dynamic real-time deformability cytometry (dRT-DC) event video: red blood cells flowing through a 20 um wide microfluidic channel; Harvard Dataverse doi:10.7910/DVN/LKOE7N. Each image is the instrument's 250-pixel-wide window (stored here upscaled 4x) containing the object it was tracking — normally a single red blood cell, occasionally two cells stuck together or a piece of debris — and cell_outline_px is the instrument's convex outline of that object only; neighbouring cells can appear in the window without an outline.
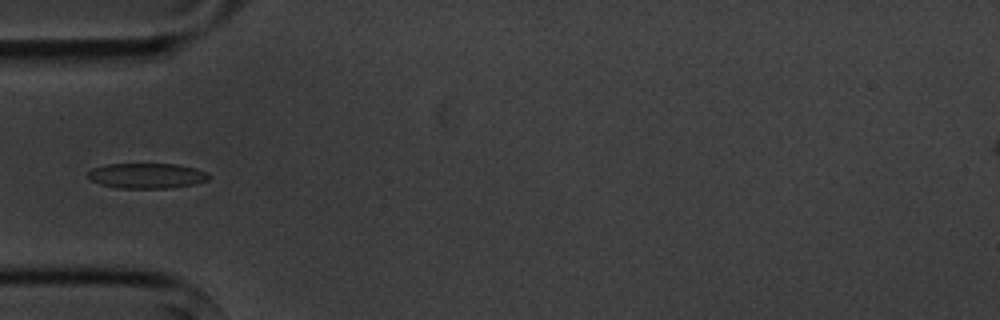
{"species": "common noctule bat (a hibernating species)", "species_latin": "Nyctalus noctula", "temperature_condition": "cold", "stored_images_in_passage": 14, "camera_frame_rate_fps": 3000, "um_per_image_px": 0.085, "animal": {"sex": "male", "body_mass_g": 20.1, "forearm_length_mm": 53.5}, "frame": {"image": 1, "passage_image": 4, "time_ms": 4.667, "image_size_px": [1000, 320], "cell_outline_px": [[208, 180], [192, 184], [168, 188], [116, 188], [100, 184], [92, 180], [88, 176], [88, 172], [92, 168], [108, 164], [176, 164], [196, 168], [208, 172]], "centroid_in_image_um": [12.47, 14.93], "position_along_channel_um": 72.5, "area_um2": 17.69}}
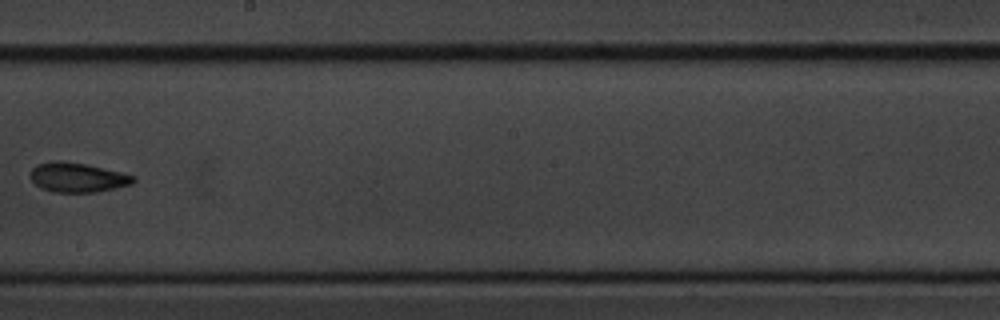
{"frame": {"image": 2, "passage_image": 8, "time_ms": 9.333, "image_size_px": [1000, 320], "cell_outline_px": [[136, 180], [132, 184], [116, 188], [96, 192], [56, 192], [40, 188], [32, 180], [32, 168], [36, 164], [52, 160], [60, 160], [88, 164], [136, 176]], "centroid_in_image_um": [6.61, 15.07], "position_along_channel_um": 241.6, "area_um2": 17.8}}
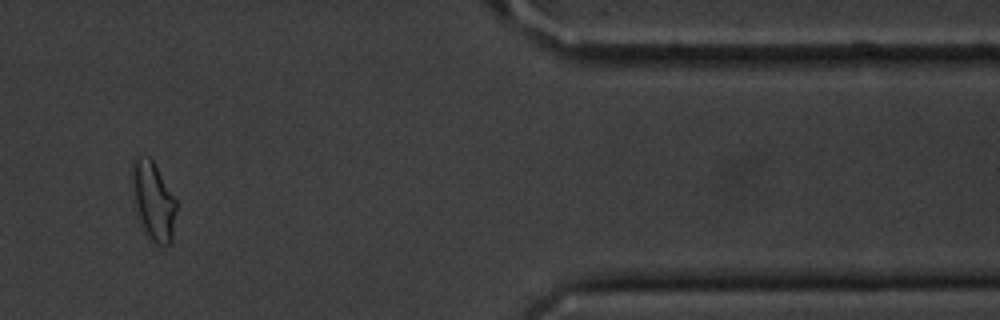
{"frame": {"image": 3, "passage_image": 12, "time_ms": 14.667, "image_size_px": [1000, 320], "cell_outline_px": [[176, 212], [172, 244], [160, 244], [148, 240], [144, 232], [132, 200], [132, 160], [136, 156], [148, 156], [152, 160], [176, 200]], "centroid_in_image_um": [13.01, 17.11], "position_along_channel_um": 398.4, "area_um2": 20.4}, "authors_computed_cell_mechanics": {"area_um2": 18.1781, "velocity_mm_per_s": 3.6126, "shape_relaxation_time_tau1_ms": 5.9683, "shape_relaxation_time_tau2_ms": null, "deformation_change_tau1": 0.1438, "deformation_change_tau2": null}}